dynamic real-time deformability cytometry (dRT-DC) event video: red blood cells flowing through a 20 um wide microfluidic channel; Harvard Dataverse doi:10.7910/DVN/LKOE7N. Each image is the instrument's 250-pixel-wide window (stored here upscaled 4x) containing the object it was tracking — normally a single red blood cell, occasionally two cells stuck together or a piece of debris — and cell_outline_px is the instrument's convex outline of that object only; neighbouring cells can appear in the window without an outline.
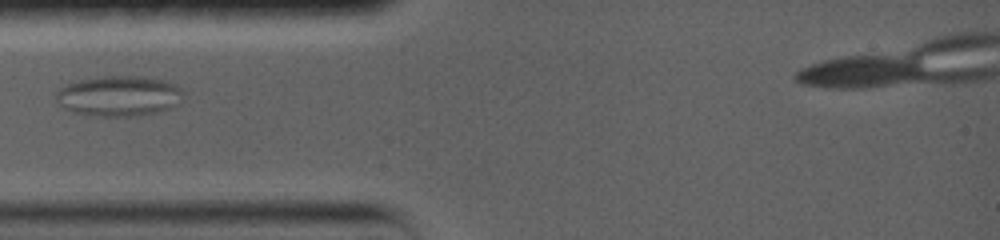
{"species": "common noctule bat (a hibernating species)", "species_latin": "Nyctalus noctula", "temperature_condition": "warm", "stored_images_in_passage": 5, "segment_of_instrument_passage": [1, 2], "camera_frame_rate_fps": 5000, "um_per_image_px": 0.085, "animal": {"sex": "female", "body_mass_g": 19.0, "forearm_length_mm": 56.7}, "frame": {"image": 1, "passage_image": 4, "time_ms": 3.2, "image_size_px": [1000, 240], "cell_outline_px": [[180, 88], [164, 108], [144, 112], [112, 116], [108, 116], [84, 112], [72, 108], [60, 92], [68, 84], [80, 80], [104, 76], [144, 76], [164, 80]], "centroid_in_image_um": [10.12, 8.06], "position_along_channel_um": 74.9, "area_um2": 26.24}}